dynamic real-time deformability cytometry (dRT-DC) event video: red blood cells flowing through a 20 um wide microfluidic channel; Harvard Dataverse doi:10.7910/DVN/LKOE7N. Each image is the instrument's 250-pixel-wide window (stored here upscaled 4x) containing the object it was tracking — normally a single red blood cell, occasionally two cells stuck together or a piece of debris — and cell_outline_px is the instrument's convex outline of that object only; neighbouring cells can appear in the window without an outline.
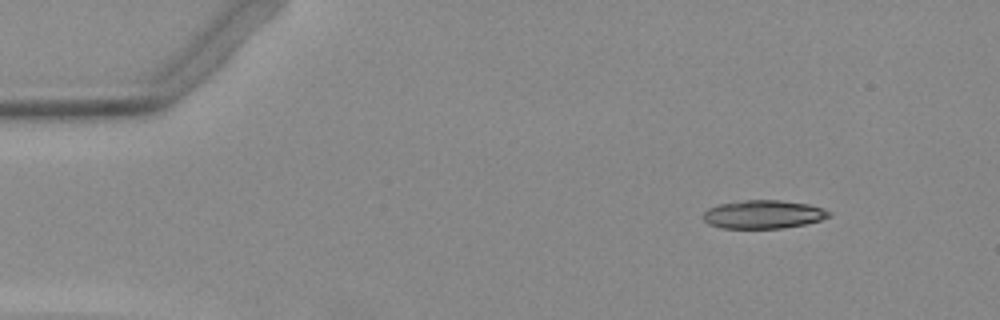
{"species": "Egyptian fruit bat (a non-hibernating species)", "species_latin": "Rousettus aegyptiacus", "temperature_condition": "warm", "stored_images_in_passage": 48, "segment_of_instrument_passage": [1, 2], "camera_frame_rate_fps": 3000, "um_per_image_px": 0.085, "animal": {"sex": "female"}, "frame": {"image": 1, "passage_image": 1, "time_ms": 0.0, "image_size_px": [1000, 320], "cell_outline_px": [[832, 216], [820, 220], [804, 224], [784, 228], [720, 228], [708, 224], [704, 220], [704, 212], [708, 208], [720, 204], [744, 200], [780, 200], [808, 204], [824, 208], [832, 212]], "centroid_in_image_um": [64.91, 18.22], "position_along_channel_um": 20.1, "area_um2": 20.87}}
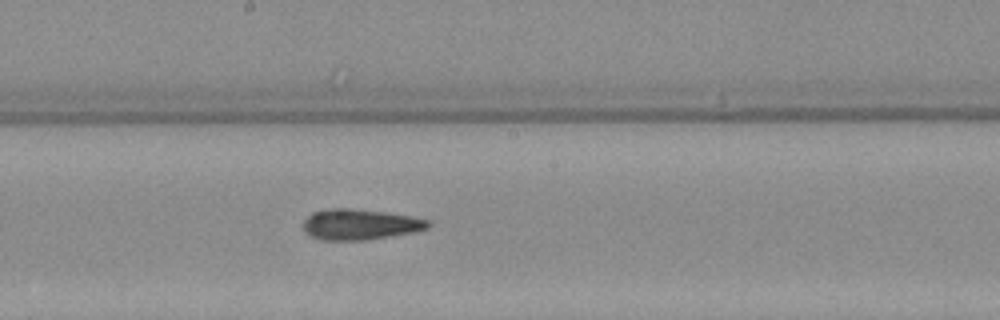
{"frame": {"image": 2, "passage_image": 23, "time_ms": 7.333, "image_size_px": [1000, 320], "cell_outline_px": [[432, 224], [428, 228], [416, 232], [368, 240], [320, 240], [304, 232], [304, 220], [312, 212], [328, 208], [352, 208], [384, 212], [412, 216], [428, 220]], "centroid_in_image_um": [30.61, 19.08], "position_along_channel_um": 217.6, "area_um2": 22.54}}
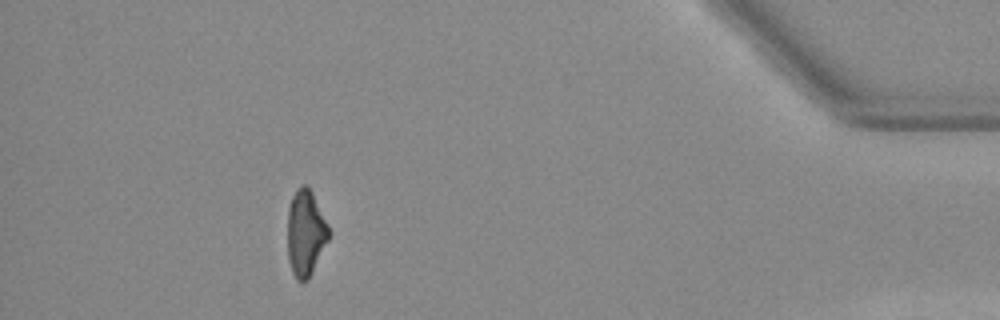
{"frame": {"image": 3, "passage_image": 42, "time_ms": 13.667, "image_size_px": [1000, 320], "cell_outline_px": [[328, 240], [308, 280], [296, 280], [292, 272], [288, 260], [288, 208], [292, 196], [296, 188], [300, 184], [308, 184], [328, 224]], "centroid_in_image_um": [25.96, 19.77], "position_along_channel_um": 409.2, "area_um2": 20.63}}